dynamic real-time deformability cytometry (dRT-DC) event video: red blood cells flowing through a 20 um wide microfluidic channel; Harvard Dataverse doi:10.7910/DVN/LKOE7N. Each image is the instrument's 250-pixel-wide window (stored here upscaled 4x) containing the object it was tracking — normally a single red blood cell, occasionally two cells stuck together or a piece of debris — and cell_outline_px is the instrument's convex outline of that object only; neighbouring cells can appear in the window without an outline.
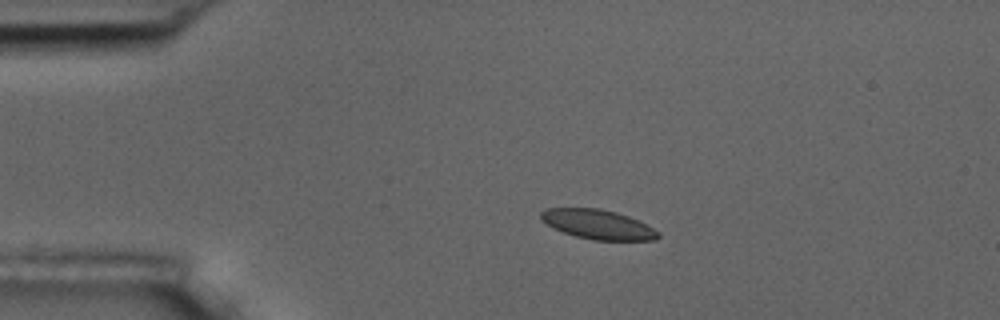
{"species": "common noctule bat (a hibernating species)", "species_latin": "Nyctalus noctula", "temperature_condition": "room temperature", "stored_images_in_passage": 5, "camera_frame_rate_fps": 3000, "um_per_image_px": 0.085, "animal": {"sex": "male", "body_mass_g": 17.5, "forearm_length_mm": 52.3}, "frame": {"image": 1, "passage_image": 3, "time_ms": 2.333, "image_size_px": [1000, 320], "cell_outline_px": [[660, 236], [656, 240], [592, 240], [576, 236], [564, 232], [540, 220], [540, 212], [548, 208], [600, 208], [616, 212], [628, 216], [660, 232]], "centroid_in_image_um": [50.82, 19.07], "position_along_channel_um": 34.2, "area_um2": 19.94}}
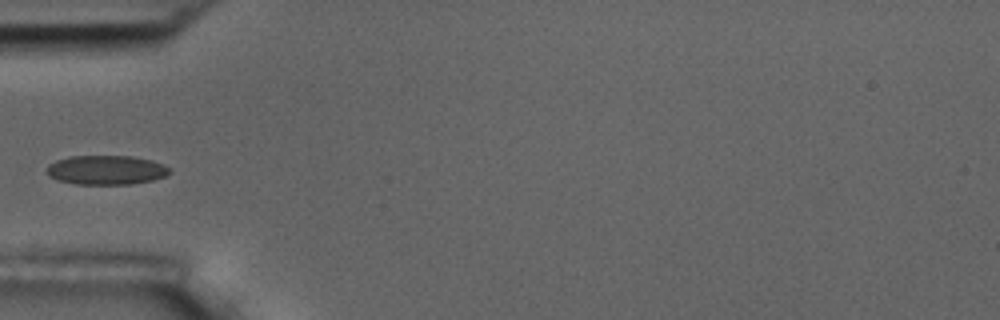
{"frame": {"image": 2, "passage_image": 5, "time_ms": 4.667, "image_size_px": [1000, 320], "cell_outline_px": [[172, 172], [164, 176], [152, 180], [132, 184], [76, 184], [56, 180], [48, 176], [44, 172], [44, 168], [48, 164], [56, 160], [68, 156], [132, 156], [152, 160], [168, 168]], "centroid_in_image_um": [8.94, 14.45], "position_along_channel_um": 76.1, "area_um2": 21.15}}